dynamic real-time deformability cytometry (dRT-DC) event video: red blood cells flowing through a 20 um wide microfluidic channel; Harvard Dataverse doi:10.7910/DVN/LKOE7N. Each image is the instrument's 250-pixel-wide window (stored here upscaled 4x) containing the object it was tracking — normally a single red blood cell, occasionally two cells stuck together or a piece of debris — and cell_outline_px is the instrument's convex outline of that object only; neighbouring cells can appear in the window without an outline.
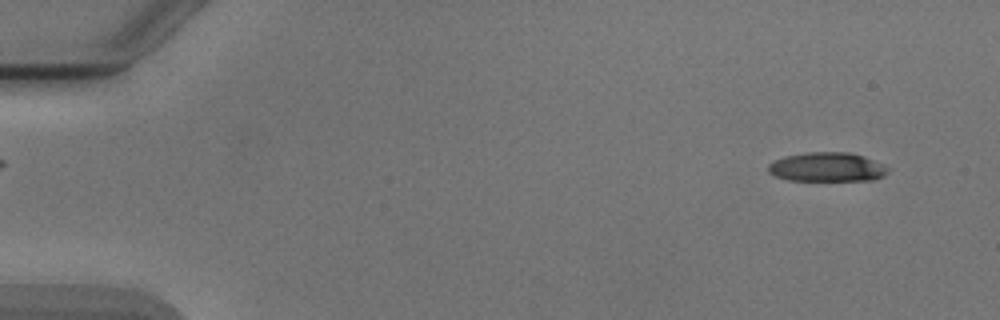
{"species": "Egyptian fruit bat (a non-hibernating species)", "species_latin": "Rousettus aegyptiacus", "temperature_condition": "cold", "stored_images_in_passage": 4, "camera_frame_rate_fps": 3000, "um_per_image_px": 0.085, "animal": {"sex": "male"}, "frame": {"image": 1, "passage_image": 1, "time_ms": 0.0, "image_size_px": [1000, 320], "cell_outline_px": [[888, 172], [884, 176], [872, 180], [788, 180], [776, 176], [768, 172], [768, 164], [772, 160], [784, 156], [808, 152], [848, 152], [864, 156], [888, 168]], "centroid_in_image_um": [70.25, 14.19], "position_along_channel_um": 14.7, "area_um2": 20.29}}
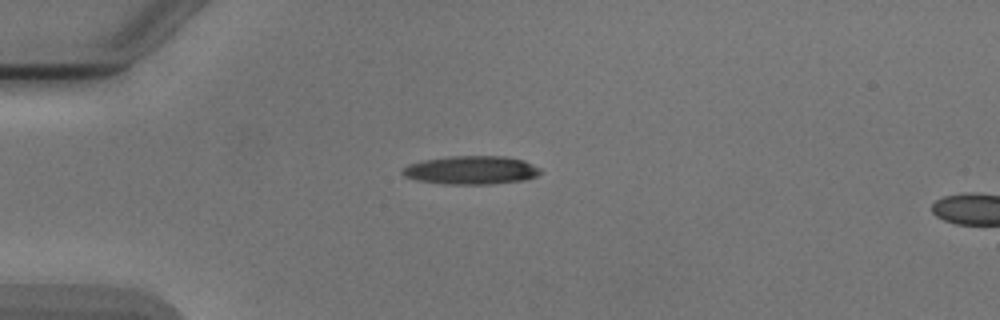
{"frame": {"image": 2, "passage_image": 3, "time_ms": 3.333, "image_size_px": [1000, 320], "cell_outline_px": [[540, 172], [536, 176], [524, 180], [492, 184], [444, 184], [416, 180], [404, 176], [400, 172], [408, 164], [424, 160], [452, 156], [504, 156], [524, 160], [540, 168]], "centroid_in_image_um": [40.04, 14.46], "position_along_channel_um": 45.0, "area_um2": 22.83}}